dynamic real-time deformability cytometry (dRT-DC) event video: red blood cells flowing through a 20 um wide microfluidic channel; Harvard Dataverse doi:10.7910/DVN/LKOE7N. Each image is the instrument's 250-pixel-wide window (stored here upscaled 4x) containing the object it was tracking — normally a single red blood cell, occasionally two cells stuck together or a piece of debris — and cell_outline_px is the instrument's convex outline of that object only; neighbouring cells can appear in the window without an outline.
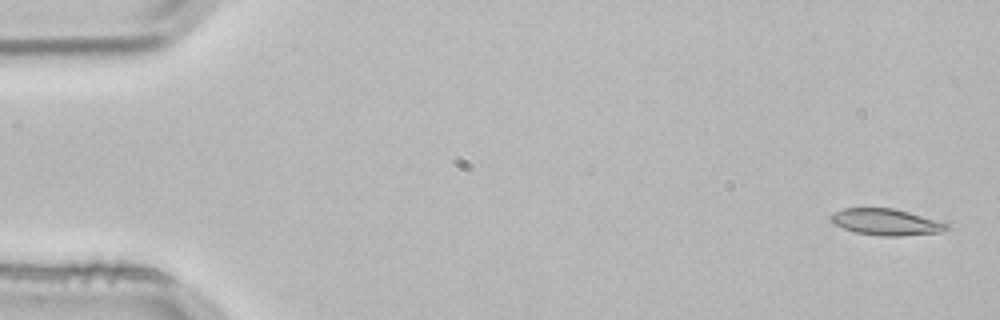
{"species": "common noctule bat (a hibernating species)", "species_latin": "Nyctalus noctula", "temperature_condition": "room temperature", "stored_images_in_passage": 3, "camera_frame_rate_fps": 3000, "um_per_image_px": 0.085, "animal": {"sex": "male", "body_mass_g": 21.5, "forearm_length_mm": 52.0}, "frame": {"image": 1, "passage_image": 1, "time_ms": 0.0, "image_size_px": [1000, 320], "cell_outline_px": [[952, 228], [940, 232], [900, 236], [880, 236], [856, 232], [844, 228], [828, 220], [828, 216], [844, 208], [896, 208], [936, 220], [948, 224]], "centroid_in_image_um": [75.32, 18.87], "position_along_channel_um": 9.7, "area_um2": 17.8}}